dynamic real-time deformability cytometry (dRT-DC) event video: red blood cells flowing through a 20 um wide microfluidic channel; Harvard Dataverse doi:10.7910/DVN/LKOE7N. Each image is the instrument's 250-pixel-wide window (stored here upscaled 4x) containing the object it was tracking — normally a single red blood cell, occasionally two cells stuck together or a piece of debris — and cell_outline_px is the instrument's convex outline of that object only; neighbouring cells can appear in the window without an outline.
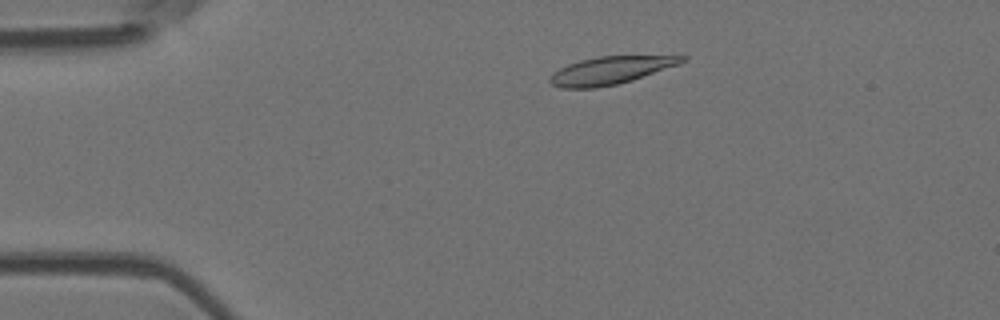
{"species": "Egyptian fruit bat (a non-hibernating species)", "species_latin": "Rousettus aegyptiacus", "temperature_condition": "room temperature", "stored_images_in_passage": 6, "camera_frame_rate_fps": 3000, "um_per_image_px": 0.085, "animal": {"sex": "female"}, "frame": {"image": 1, "passage_image": 3, "time_ms": 2.333, "image_size_px": [1000, 320], "cell_outline_px": [[688, 60], [680, 64], [632, 80], [616, 84], [596, 88], [560, 88], [552, 84], [548, 80], [552, 72], [568, 64], [580, 60], [600, 56], [688, 56]], "centroid_in_image_um": [51.88, 5.98], "position_along_channel_um": 33.1, "area_um2": 21.27}}
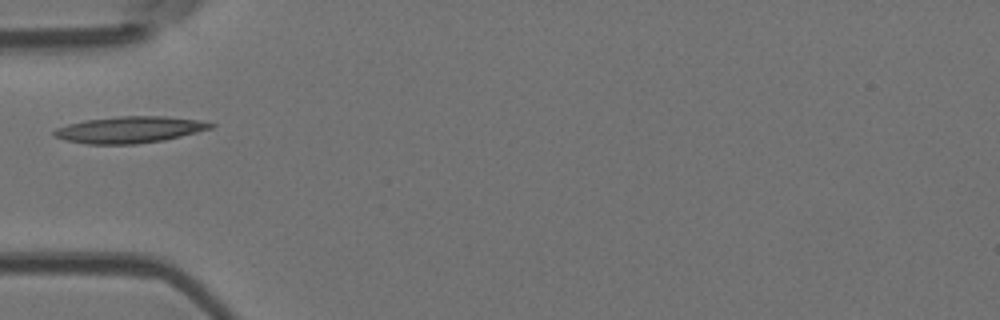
{"frame": {"image": 2, "passage_image": 5, "time_ms": 4.667, "image_size_px": [1000, 320], "cell_outline_px": [[216, 124], [212, 128], [164, 140], [136, 144], [84, 144], [64, 140], [56, 136], [52, 132], [56, 128], [68, 124], [84, 120], [120, 116], [168, 116], [196, 120]], "centroid_in_image_um": [10.98, 11.02], "position_along_channel_um": 74.0, "area_um2": 24.1}}
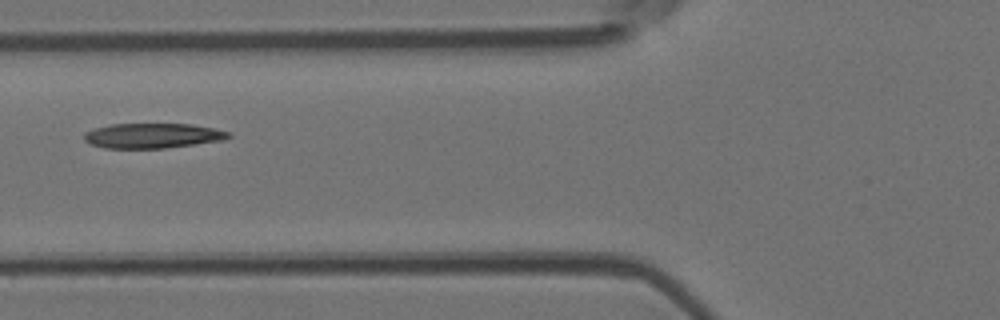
{"frame": {"image": 3, "passage_image": 6, "time_ms": 5.667, "image_size_px": [1000, 320], "cell_outline_px": [[232, 136], [220, 140], [164, 148], [104, 148], [92, 144], [84, 140], [84, 132], [96, 128], [112, 124], [192, 124], [212, 128], [228, 132]], "centroid_in_image_um": [12.92, 11.53], "position_along_channel_um": 112.9, "area_um2": 20.63}}